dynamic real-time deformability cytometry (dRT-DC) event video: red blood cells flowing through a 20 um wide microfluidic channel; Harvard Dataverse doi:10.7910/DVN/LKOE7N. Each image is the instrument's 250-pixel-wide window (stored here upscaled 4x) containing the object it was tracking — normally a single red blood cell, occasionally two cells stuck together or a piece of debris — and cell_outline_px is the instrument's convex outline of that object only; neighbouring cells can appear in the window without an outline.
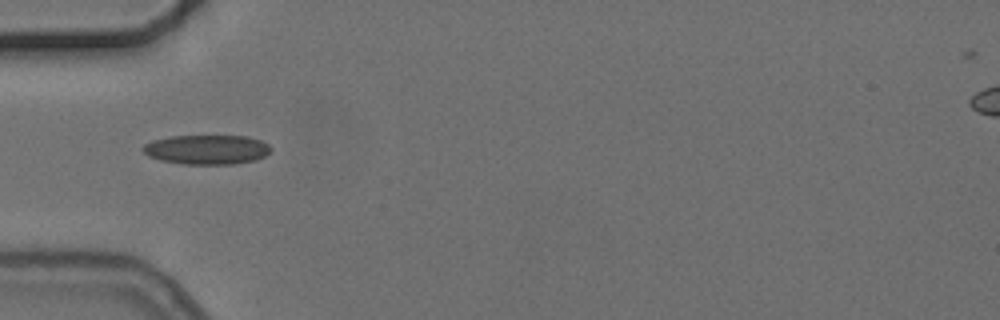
{"species": "common noctule bat (a hibernating species)", "species_latin": "Nyctalus noctula", "temperature_condition": "cold", "stored_images_in_passage": 5, "camera_frame_rate_fps": 3000, "um_per_image_px": 0.085, "animal": {"sex": "female", "body_mass_g": 24.6, "forearm_length_mm": 56.2}, "frame": {"image": 1, "passage_image": 4, "time_ms": 4.333, "image_size_px": [1000, 320], "cell_outline_px": [[272, 152], [256, 160], [232, 164], [184, 164], [160, 160], [148, 156], [140, 148], [144, 144], [152, 140], [172, 136], [248, 136], [260, 140], [268, 144], [272, 148]], "centroid_in_image_um": [17.58, 12.71], "position_along_channel_um": 67.4, "area_um2": 22.14}}
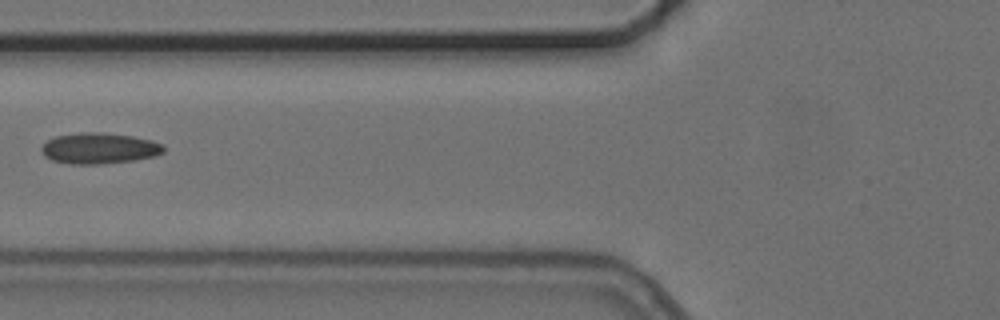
{"frame": {"image": 2, "passage_image": 5, "time_ms": 5.667, "image_size_px": [1000, 320], "cell_outline_px": [[164, 152], [156, 156], [136, 160], [100, 164], [72, 164], [52, 160], [44, 156], [40, 148], [48, 140], [56, 136], [80, 132], [100, 132], [132, 136], [164, 144]], "centroid_in_image_um": [8.44, 12.61], "position_along_channel_um": 117.4, "area_um2": 22.02}}